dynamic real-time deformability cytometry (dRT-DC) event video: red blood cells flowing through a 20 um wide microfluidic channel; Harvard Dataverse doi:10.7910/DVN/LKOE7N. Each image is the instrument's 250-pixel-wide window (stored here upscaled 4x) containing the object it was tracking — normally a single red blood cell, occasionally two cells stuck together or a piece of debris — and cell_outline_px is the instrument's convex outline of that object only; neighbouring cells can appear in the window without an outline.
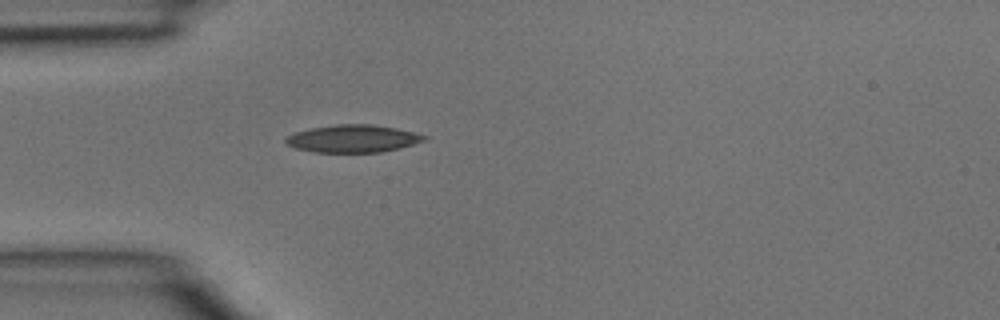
{"species": "common noctule bat (a hibernating species)", "species_latin": "Nyctalus noctula", "temperature_condition": "room temperature", "stored_images_in_passage": 1, "camera_frame_rate_fps": 3000, "um_per_image_px": 0.085, "animal": {"sex": "male", "body_mass_g": 15.6}, "frame": {"image": 1, "passage_image": 1, "time_ms": 0.0, "image_size_px": [1000, 320], "cell_outline_px": [[428, 140], [400, 148], [380, 152], [316, 152], [296, 148], [288, 144], [284, 140], [288, 136], [296, 132], [312, 128], [336, 124], [372, 124], [396, 128], [428, 136]], "centroid_in_image_um": [30.05, 11.78], "position_along_channel_um": 55.0, "area_um2": 22.08}}